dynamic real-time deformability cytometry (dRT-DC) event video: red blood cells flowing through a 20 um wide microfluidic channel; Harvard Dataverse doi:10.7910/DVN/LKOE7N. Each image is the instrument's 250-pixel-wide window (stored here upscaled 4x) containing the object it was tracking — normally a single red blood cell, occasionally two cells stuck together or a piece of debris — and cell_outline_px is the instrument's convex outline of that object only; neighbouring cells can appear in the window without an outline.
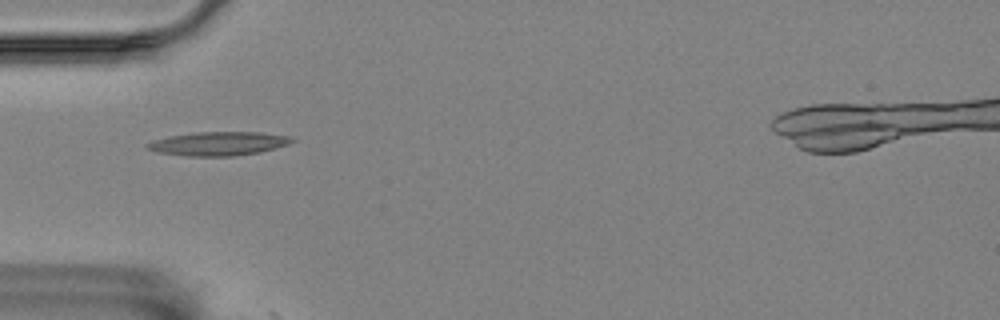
{"species": "Egyptian fruit bat (a non-hibernating species)", "species_latin": "Rousettus aegyptiacus", "temperature_condition": "room temperature", "stored_images_in_passage": 6, "camera_frame_rate_fps": 3000, "um_per_image_px": 0.085, "animal": {"sex": "female"}, "frame": {"image": 1, "passage_image": 5, "time_ms": 1.333, "image_size_px": [1000, 320], "cell_outline_px": [[296, 140], [288, 144], [276, 148], [260, 152], [232, 156], [184, 156], [156, 152], [144, 148], [144, 144], [152, 140], [168, 136], [196, 132], [260, 132], [292, 136]], "centroid_in_image_um": [18.53, 12.2], "position_along_channel_um": 66.5, "area_um2": 20.35}}
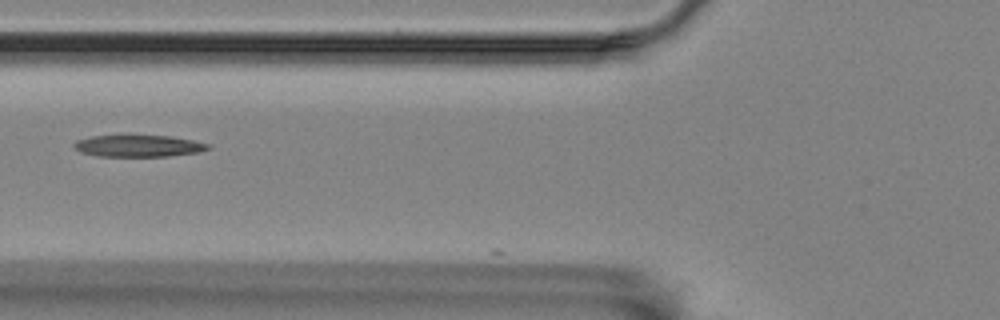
{"frame": {"image": 2, "passage_image": 6, "time_ms": 1.667, "image_size_px": [1000, 320], "cell_outline_px": [[212, 148], [196, 152], [168, 156], [96, 156], [80, 152], [72, 144], [76, 140], [92, 136], [172, 136], [212, 144]], "centroid_in_image_um": [11.78, 12.4], "position_along_channel_um": 114.0, "area_um2": 16.88}}